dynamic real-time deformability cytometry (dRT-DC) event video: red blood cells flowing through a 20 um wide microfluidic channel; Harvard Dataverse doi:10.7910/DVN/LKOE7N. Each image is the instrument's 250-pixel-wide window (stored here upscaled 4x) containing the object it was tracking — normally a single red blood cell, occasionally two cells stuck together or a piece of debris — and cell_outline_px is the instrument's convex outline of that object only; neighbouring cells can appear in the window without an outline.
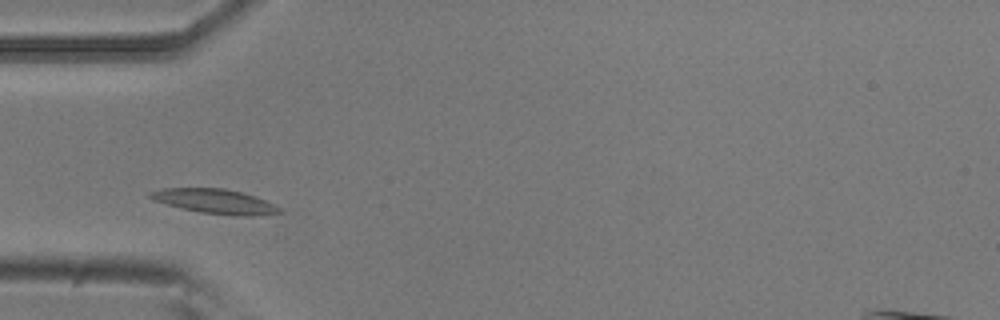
{"species": "common noctule bat (a hibernating species)", "species_latin": "Nyctalus noctula", "temperature_condition": "room temperature", "stored_images_in_passage": 45, "camera_frame_rate_fps": 3000, "um_per_image_px": 0.085, "animal": {"sex": "male", "body_mass_g": 20.5, "forearm_length_mm": 52.5}, "frame": {"image": 1, "passage_image": 6, "time_ms": 1.667, "image_size_px": [1000, 320], "cell_outline_px": [[284, 212], [256, 216], [236, 216], [200, 212], [180, 208], [152, 200], [148, 196], [148, 192], [164, 188], [224, 188], [244, 192], [256, 196], [280, 208]], "centroid_in_image_um": [18.27, 17.11], "position_along_channel_um": 66.7, "area_um2": 18.67}}
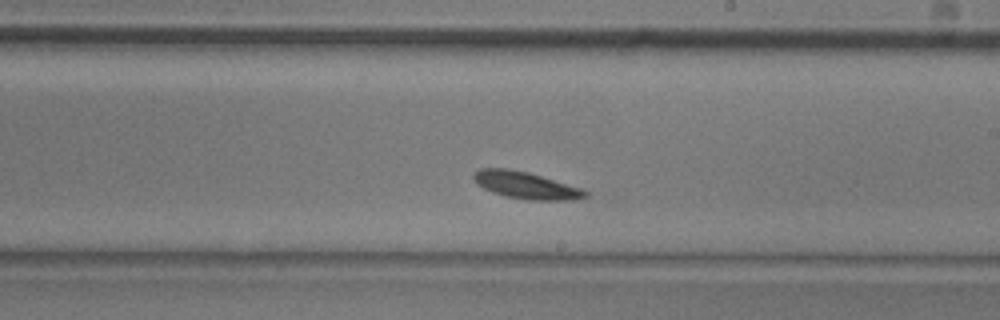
{"frame": {"image": 2, "passage_image": 21, "time_ms": 6.667, "image_size_px": [1000, 320], "cell_outline_px": [[588, 196], [576, 200], [528, 200], [504, 196], [492, 192], [476, 184], [472, 176], [480, 168], [508, 168], [528, 172], [584, 188], [588, 192]], "centroid_in_image_um": [44.74, 15.75], "position_along_channel_um": 244.3, "area_um2": 17.8}}
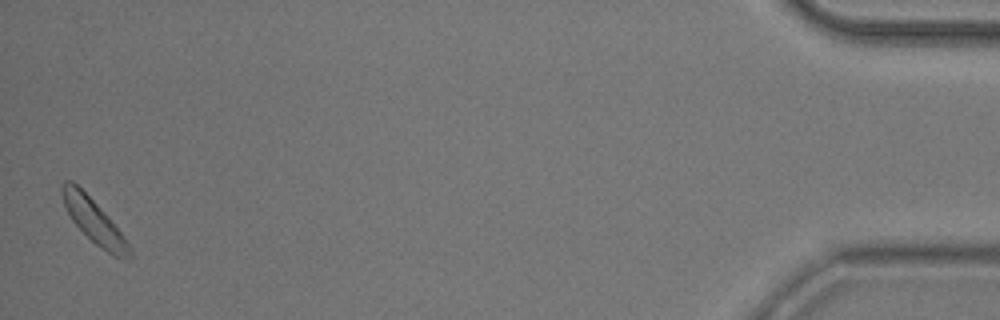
{"frame": {"image": 3, "passage_image": 44, "time_ms": 14.333, "image_size_px": [1000, 320], "cell_outline_px": [[132, 256], [128, 260], [112, 256], [100, 248], [72, 220], [64, 204], [60, 188], [64, 180], [72, 180], [108, 216], [124, 236], [132, 248]], "centroid_in_image_um": [8.03, 18.83], "position_along_channel_um": 427.2, "area_um2": 17.05}, "authors_computed_cell_mechanics": {"area_um2": 17.051, "velocity_mm_per_s": 3.5368, "shape_relaxation_time_tau1_ms": 1.8095, "shape_relaxation_time_tau2_ms": null, "deformation_change_tau1": 0.0548, "deformation_change_tau2": null}}